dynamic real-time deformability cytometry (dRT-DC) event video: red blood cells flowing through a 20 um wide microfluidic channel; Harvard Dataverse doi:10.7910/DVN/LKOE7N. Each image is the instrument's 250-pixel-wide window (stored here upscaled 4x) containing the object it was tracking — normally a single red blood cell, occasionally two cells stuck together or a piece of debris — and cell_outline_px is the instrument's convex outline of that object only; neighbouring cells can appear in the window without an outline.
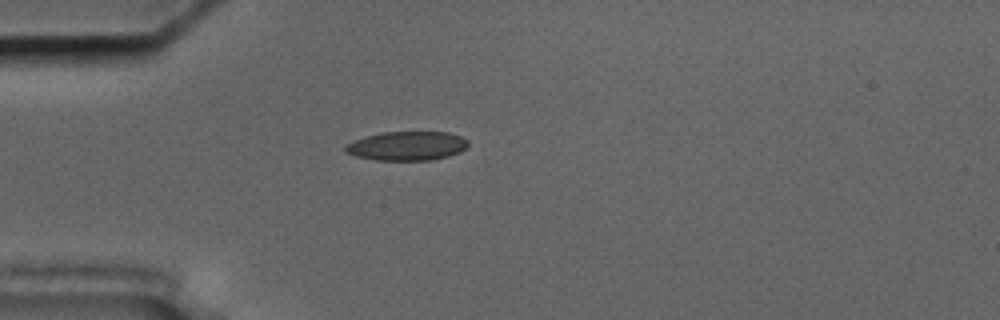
{"species": "common noctule bat (a hibernating species)", "species_latin": "Nyctalus noctula", "temperature_condition": "cold", "stored_images_in_passage": 34, "camera_frame_rate_fps": 3000, "um_per_image_px": 0.085, "animal": {"sex": "male", "body_mass_g": 17.5, "forearm_length_mm": 52.3}, "frame": {"image": 1, "passage_image": 1, "time_ms": 0.0, "image_size_px": [1000, 320], "cell_outline_px": [[468, 144], [460, 152], [448, 156], [432, 160], [376, 160], [356, 156], [344, 152], [344, 144], [352, 140], [384, 132], [448, 132], [460, 136], [468, 140]], "centroid_in_image_um": [34.56, 12.4], "position_along_channel_um": 50.4, "area_um2": 20.81}}
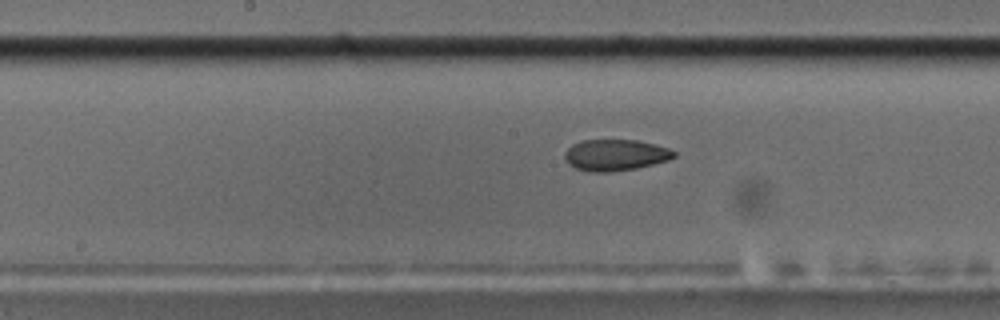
{"frame": {"image": 2, "passage_image": 14, "time_ms": 4.333, "image_size_px": [1000, 320], "cell_outline_px": [[676, 156], [668, 160], [636, 168], [608, 172], [588, 172], [576, 168], [568, 164], [564, 156], [564, 152], [572, 144], [584, 140], [636, 140], [668, 148], [676, 152]], "centroid_in_image_um": [52.27, 13.18], "position_along_channel_um": 195.9, "area_um2": 19.83}}
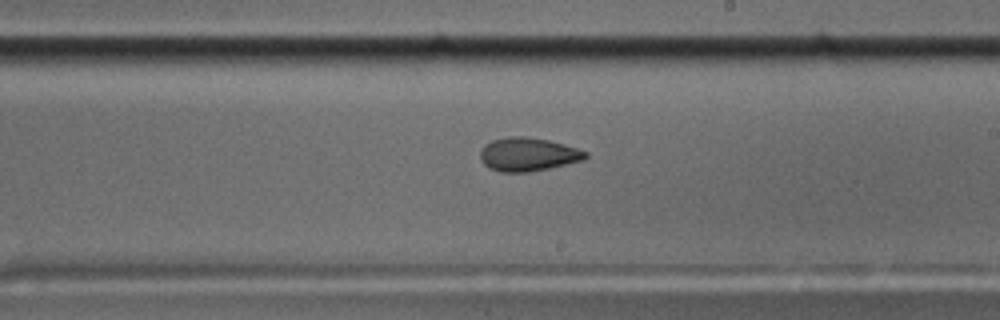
{"frame": {"image": 3, "passage_image": 18, "time_ms": 5.667, "image_size_px": [1000, 320], "cell_outline_px": [[588, 156], [584, 160], [548, 168], [528, 172], [500, 172], [488, 168], [480, 160], [480, 152], [484, 144], [492, 140], [508, 136], [528, 136], [548, 140], [564, 144], [588, 152]], "centroid_in_image_um": [44.85, 13.11], "position_along_channel_um": 244.1, "area_um2": 20.69}, "authors_computed_cell_mechanics": {"area_um2": 20.2878, "velocity_mm_per_s": 3.6294, "shape_relaxation_time_tau1_ms": null, "shape_relaxation_time_tau2_ms": 2.8562, "deformation_change_tau1": null, "deformation_change_tau2": 0.0858}}